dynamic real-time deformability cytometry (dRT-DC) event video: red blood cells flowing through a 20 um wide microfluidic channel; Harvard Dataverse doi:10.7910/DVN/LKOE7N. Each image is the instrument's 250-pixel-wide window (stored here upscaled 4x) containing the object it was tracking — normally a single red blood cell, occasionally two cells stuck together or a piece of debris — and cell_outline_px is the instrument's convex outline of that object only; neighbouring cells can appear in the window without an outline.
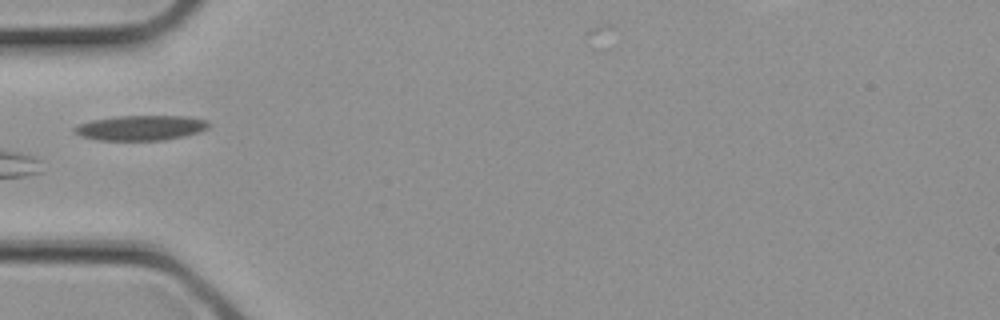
{"species": "common noctule bat (a hibernating species)", "species_latin": "Nyctalus noctula", "temperature_condition": "cold", "stored_images_in_passage": 4, "camera_frame_rate_fps": 3000, "um_per_image_px": 0.085, "animal": {"sex": "female", "body_mass_g": 21.9}, "frame": {"image": 1, "passage_image": 4, "time_ms": 1.0, "image_size_px": [1000, 320], "cell_outline_px": [[212, 124], [208, 128], [184, 136], [164, 140], [96, 140], [72, 132], [72, 128], [76, 124], [92, 120], [116, 116], [184, 116], [208, 120]], "centroid_in_image_um": [11.94, 10.86], "position_along_channel_um": 73.1, "area_um2": 19.65}}